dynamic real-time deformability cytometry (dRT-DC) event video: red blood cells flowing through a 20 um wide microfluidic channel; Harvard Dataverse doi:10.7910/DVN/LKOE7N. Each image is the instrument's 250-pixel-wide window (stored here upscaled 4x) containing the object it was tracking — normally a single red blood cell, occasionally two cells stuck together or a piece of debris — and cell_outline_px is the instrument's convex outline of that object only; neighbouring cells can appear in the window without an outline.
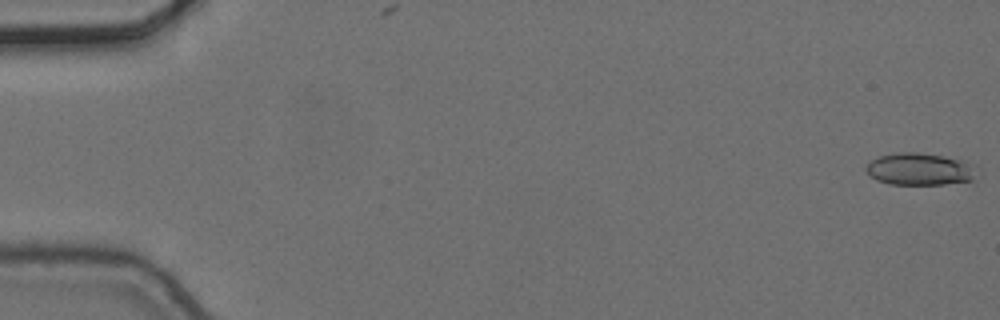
{"species": "common noctule bat (a hibernating species)", "species_latin": "Nyctalus noctula", "temperature_condition": "cold", "stored_images_in_passage": 10, "camera_frame_rate_fps": 3000, "um_per_image_px": 0.085, "animal": {"sex": "female", "body_mass_g": 24.6, "forearm_length_mm": 56.2}, "frame": {"image": 1, "passage_image": 1, "time_ms": 0.0, "image_size_px": [1000, 320], "cell_outline_px": [[976, 164], [972, 180], [944, 184], [888, 184], [876, 180], [864, 168], [872, 160], [880, 156], [896, 152], [916, 152], [944, 156]], "centroid_in_image_um": [78.16, 14.37], "position_along_channel_um": 6.8, "area_um2": 20.58}}
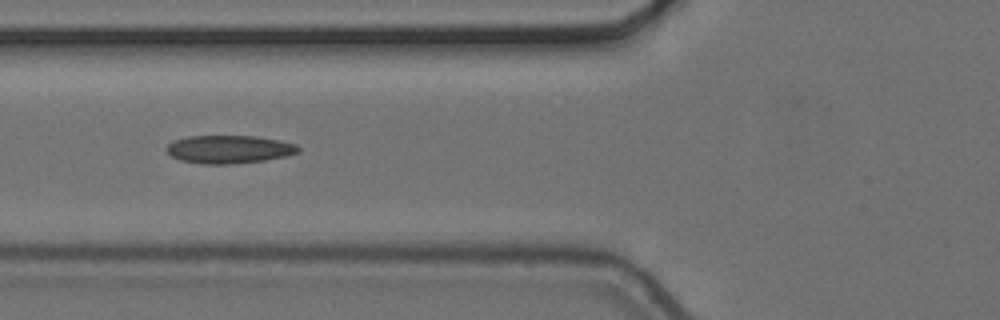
{"frame": {"image": 2, "passage_image": 6, "time_ms": 1.667, "image_size_px": [1000, 320], "cell_outline_px": [[300, 152], [288, 156], [264, 160], [236, 164], [200, 164], [180, 160], [172, 156], [168, 152], [168, 144], [176, 140], [188, 136], [256, 136], [280, 140], [296, 144], [300, 148]], "centroid_in_image_um": [19.53, 12.7], "position_along_channel_um": 106.3, "area_um2": 21.62}}
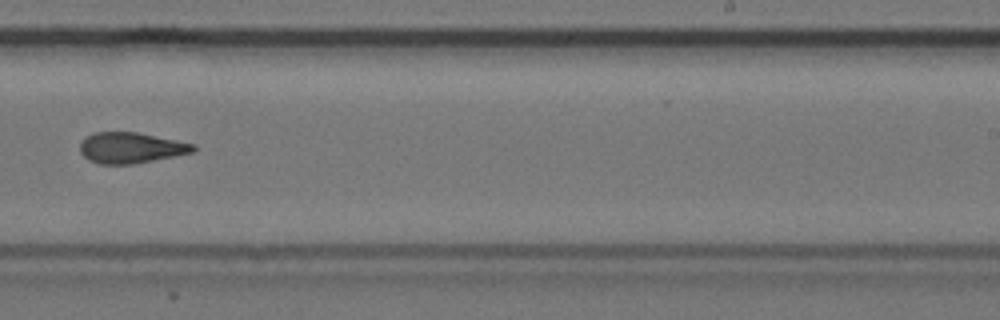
{"frame": {"image": 3, "passage_image": 10, "time_ms": 3.0, "image_size_px": [1000, 320], "cell_outline_px": [[196, 152], [176, 156], [132, 164], [100, 164], [88, 160], [80, 152], [80, 140], [84, 136], [92, 132], [136, 132], [196, 144]], "centroid_in_image_um": [11.11, 12.56], "position_along_channel_um": 277.9, "area_um2": 20.58}}